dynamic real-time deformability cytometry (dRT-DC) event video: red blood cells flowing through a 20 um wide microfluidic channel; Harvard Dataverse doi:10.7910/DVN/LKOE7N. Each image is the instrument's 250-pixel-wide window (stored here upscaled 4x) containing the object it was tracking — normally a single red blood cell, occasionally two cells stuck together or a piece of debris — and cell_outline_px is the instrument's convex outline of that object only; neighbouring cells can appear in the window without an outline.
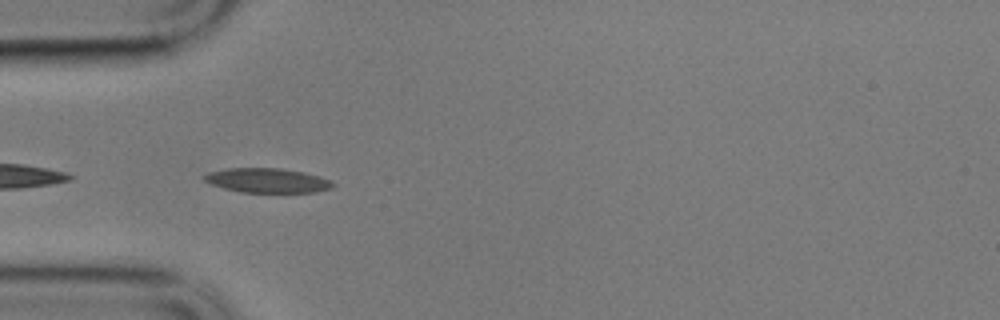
{"species": "common noctule bat (a hibernating species)", "species_latin": "Nyctalus noctula", "temperature_condition": "cold", "stored_images_in_passage": 43, "camera_frame_rate_fps": 3000, "um_per_image_px": 0.085, "animal": {"sex": "male", "body_mass_g": 17.9}, "frame": {"image": 1, "passage_image": 2, "time_ms": 0.333, "image_size_px": [1000, 320], "cell_outline_px": [[336, 184], [332, 188], [316, 192], [240, 192], [224, 188], [212, 184], [204, 180], [200, 176], [208, 172], [228, 168], [280, 168], [304, 172], [320, 176], [332, 180]], "centroid_in_image_um": [22.74, 15.33], "position_along_channel_um": 62.3, "area_um2": 18.5}}
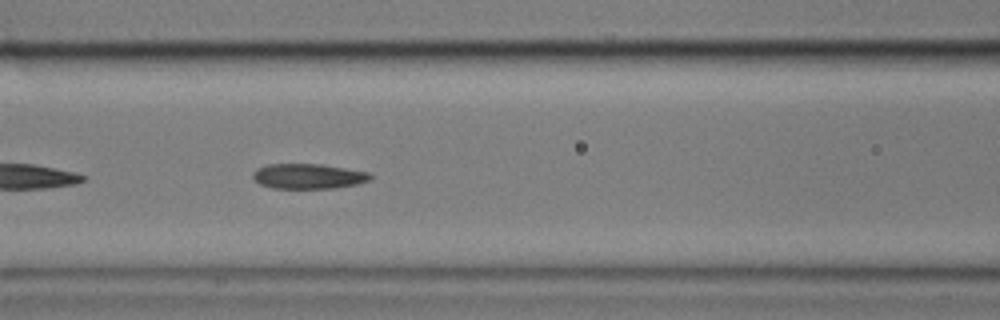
{"frame": {"image": 2, "passage_image": 9, "time_ms": 2.667, "image_size_px": [1000, 320], "cell_outline_px": [[372, 180], [356, 184], [336, 188], [272, 188], [260, 184], [252, 176], [252, 172], [256, 168], [268, 164], [320, 164], [368, 172], [372, 176]], "centroid_in_image_um": [26.19, 14.98], "position_along_channel_um": 140.4, "area_um2": 17.17}}
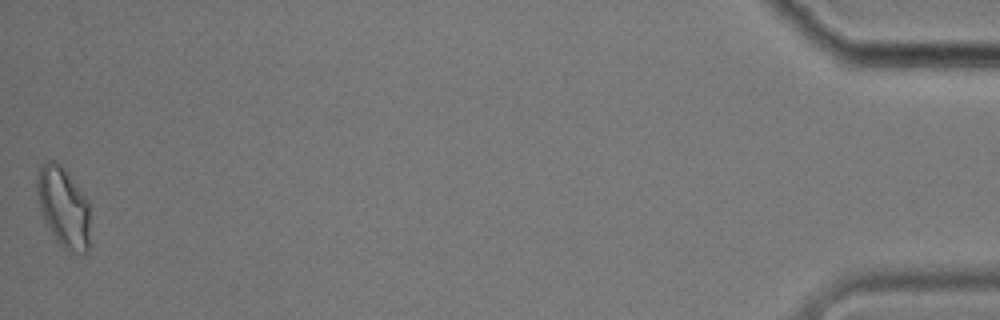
{"frame": {"image": 3, "passage_image": 43, "time_ms": 14.0, "image_size_px": [1000, 320], "cell_outline_px": [[88, 252], [84, 256], [72, 252], [64, 248], [56, 240], [44, 220], [40, 208], [36, 192], [36, 180], [40, 168], [48, 160], [56, 160], [60, 164], [88, 200]], "centroid_in_image_um": [5.38, 17.63], "position_along_channel_um": 429.8, "area_um2": 24.57}, "authors_computed_cell_mechanics": {"area_um2": 17.6868, "velocity_mm_per_s": 3.3886, "shape_relaxation_time_tau1_ms": null, "shape_relaxation_time_tau2_ms": 4.3434, "deformation_change_tau1": null, "deformation_change_tau2": 0.1182}}